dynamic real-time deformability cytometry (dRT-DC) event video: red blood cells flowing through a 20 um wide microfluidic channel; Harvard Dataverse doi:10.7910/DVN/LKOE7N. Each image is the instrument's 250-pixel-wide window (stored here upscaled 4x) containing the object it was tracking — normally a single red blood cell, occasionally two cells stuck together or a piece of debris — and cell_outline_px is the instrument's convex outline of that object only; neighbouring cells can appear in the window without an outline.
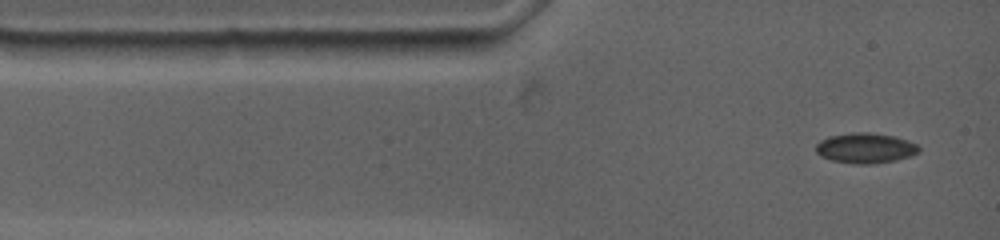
{"species": "common noctule bat (a hibernating species)", "species_latin": "Nyctalus noctula", "temperature_condition": "warm", "stored_images_in_passage": 55, "camera_frame_rate_fps": 4500, "um_per_image_px": 0.085, "animal": {"sex": "female", "body_mass_g": 19.0, "forearm_length_mm": 53.3}, "frame": {"image": 1, "passage_image": 1, "time_ms": 0.0, "image_size_px": [1000, 240], "cell_outline_px": [[920, 152], [912, 156], [896, 160], [872, 164], [856, 164], [832, 160], [820, 156], [816, 152], [816, 144], [820, 140], [828, 136], [852, 132], [868, 132], [892, 136], [908, 140], [916, 144], [920, 148]], "centroid_in_image_um": [73.56, 12.59], "position_along_channel_um": 11.4, "area_um2": 18.26}}
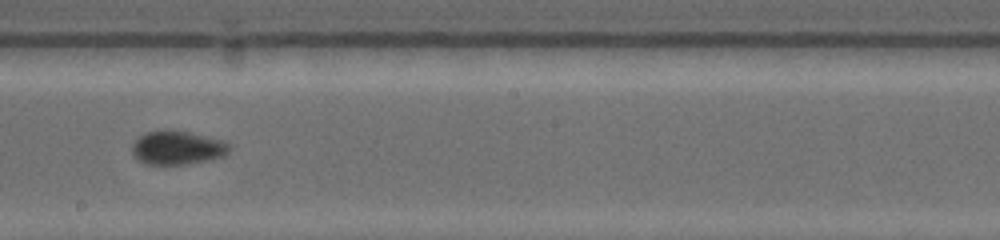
{"frame": {"image": 2, "passage_image": 24, "time_ms": 6.889, "image_size_px": [1000, 240], "cell_outline_px": [[228, 152], [224, 156], [208, 160], [184, 164], [144, 164], [132, 152], [132, 144], [144, 132], [164, 128], [168, 128], [188, 132], [220, 140], [228, 144]], "centroid_in_image_um": [15.02, 12.53], "position_along_channel_um": 233.2, "area_um2": 19.02}}
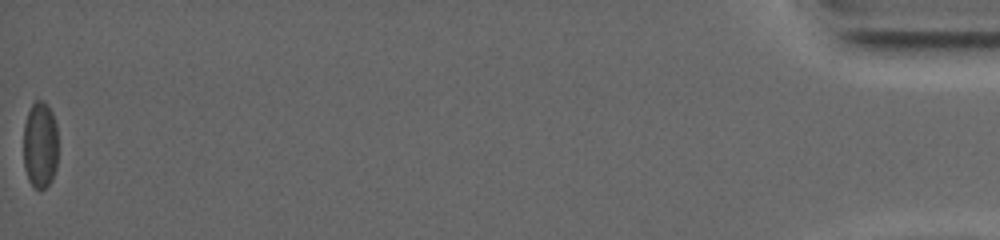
{"frame": {"image": 3, "passage_image": 55, "time_ms": 17.111, "image_size_px": [1000, 240], "cell_outline_px": [[56, 164], [52, 180], [44, 188], [36, 188], [32, 184], [28, 176], [24, 164], [24, 124], [28, 112], [32, 104], [36, 100], [44, 100], [48, 104], [52, 112], [56, 124]], "centroid_in_image_um": [3.41, 12.26], "position_along_channel_um": 431.8, "area_um2": 17.22}, "authors_computed_cell_mechanics": {"area_um2": 18.5538, "velocity_mm_per_s": 3.6654, "shape_relaxation_time_tau1_ms": 5.1952, "shape_relaxation_time_tau2_ms": 1.0407, "deformation_change_tau1": 0.0987, "deformation_change_tau2": 0.0394}}